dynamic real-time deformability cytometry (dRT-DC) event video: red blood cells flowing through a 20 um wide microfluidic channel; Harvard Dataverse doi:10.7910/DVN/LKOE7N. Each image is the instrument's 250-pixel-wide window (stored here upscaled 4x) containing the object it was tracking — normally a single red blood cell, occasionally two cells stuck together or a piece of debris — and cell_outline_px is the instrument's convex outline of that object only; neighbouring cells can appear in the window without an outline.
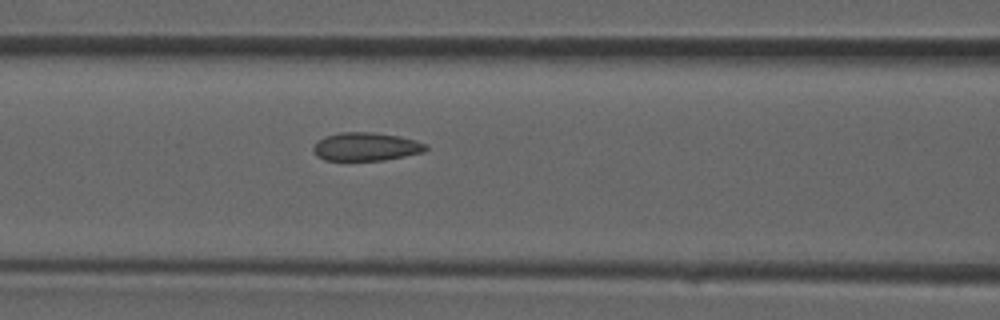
{"species": "common noctule bat (a hibernating species)", "species_latin": "Nyctalus noctula", "temperature_condition": "room temperature", "stored_images_in_passage": 37, "camera_frame_rate_fps": 3000, "um_per_image_px": 0.085, "animal": {"sex": "male", "forearm_length_mm": 52.5}, "frame": {"image": 1, "passage_image": 16, "time_ms": 5.0, "image_size_px": [1000, 320], "cell_outline_px": [[428, 148], [424, 152], [384, 160], [324, 160], [316, 156], [312, 148], [316, 140], [324, 136], [340, 132], [372, 132], [400, 136], [416, 140], [428, 144]], "centroid_in_image_um": [31.09, 12.46], "position_along_channel_um": 135.5, "area_um2": 18.79}}